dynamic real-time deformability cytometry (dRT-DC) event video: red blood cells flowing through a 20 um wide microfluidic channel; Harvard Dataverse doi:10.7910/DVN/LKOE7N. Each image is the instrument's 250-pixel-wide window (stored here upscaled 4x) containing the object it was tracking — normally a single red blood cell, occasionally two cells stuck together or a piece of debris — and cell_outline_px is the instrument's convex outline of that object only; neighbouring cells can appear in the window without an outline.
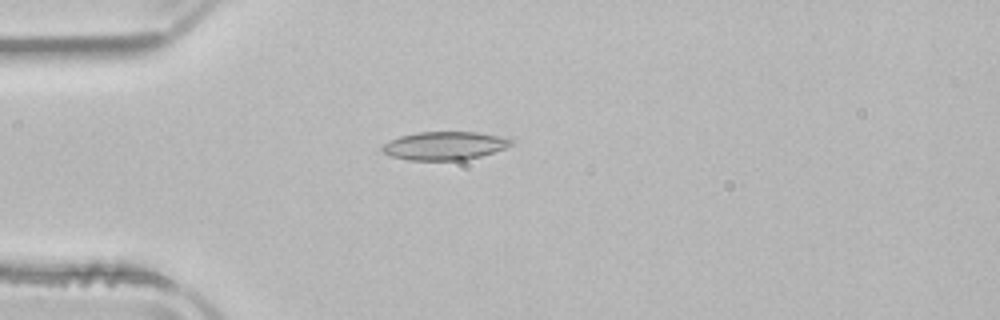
{"species": "common noctule bat (a hibernating species)", "species_latin": "Nyctalus noctula", "temperature_condition": "room temperature", "stored_images_in_passage": 52, "camera_frame_rate_fps": 3000, "um_per_image_px": 0.085, "animal": {"sex": "male", "body_mass_g": 21.5, "forearm_length_mm": 52.0}, "frame": {"image": 1, "passage_image": 14, "time_ms": 4.333, "image_size_px": [1000, 320], "cell_outline_px": [[516, 140], [512, 144], [504, 148], [480, 156], [464, 160], [408, 160], [392, 156], [384, 152], [380, 148], [384, 144], [400, 136], [416, 132], [476, 132], [500, 136]], "centroid_in_image_um": [37.8, 12.38], "position_along_channel_um": 47.2, "area_um2": 21.1}}
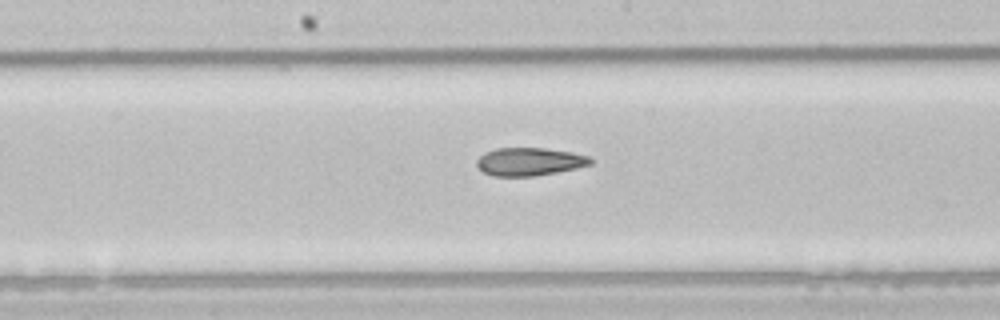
{"frame": {"image": 2, "passage_image": 27, "time_ms": 8.667, "image_size_px": [1000, 320], "cell_outline_px": [[592, 164], [576, 168], [556, 172], [532, 176], [492, 176], [484, 172], [476, 164], [476, 160], [484, 152], [496, 148], [548, 148], [572, 152], [588, 156], [592, 160]], "centroid_in_image_um": [44.99, 13.73], "position_along_channel_um": 203.2, "area_um2": 18.55}}
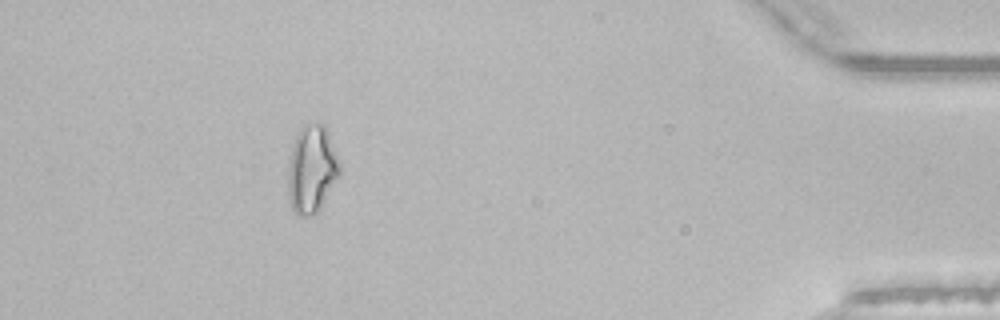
{"frame": {"image": 3, "passage_image": 47, "time_ms": 15.333, "image_size_px": [1000, 320], "cell_outline_px": [[340, 172], [320, 208], [316, 212], [308, 216], [296, 216], [292, 212], [288, 200], [288, 160], [292, 144], [300, 128], [304, 124], [324, 124], [328, 132], [340, 164]], "centroid_in_image_um": [26.45, 14.4], "position_along_channel_um": 408.7, "area_um2": 26.41}, "authors_computed_cell_mechanics": {"area_um2": 20.7791, "velocity_mm_per_s": 3.9389, "shape_relaxation_time_tau1_ms": null, "shape_relaxation_time_tau2_ms": 2.7832, "deformation_change_tau1": null, "deformation_change_tau2": 0.0941}}